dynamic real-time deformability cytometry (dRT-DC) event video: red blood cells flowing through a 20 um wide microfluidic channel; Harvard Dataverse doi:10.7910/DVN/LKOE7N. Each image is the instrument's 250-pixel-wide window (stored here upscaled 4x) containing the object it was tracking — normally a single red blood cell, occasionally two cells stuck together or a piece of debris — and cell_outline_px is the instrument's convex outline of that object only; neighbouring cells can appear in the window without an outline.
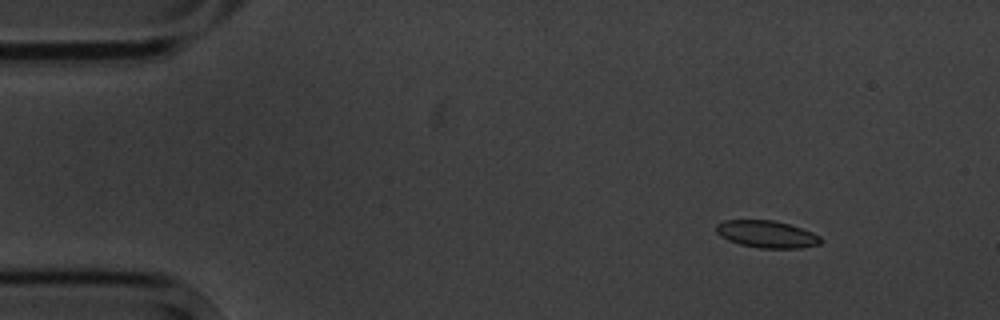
{"species": "common noctule bat (a hibernating species)", "species_latin": "Nyctalus noctula", "temperature_condition": "cold", "stored_images_in_passage": 5, "segment_of_instrument_passage": [1, 2], "camera_frame_rate_fps": 3000, "um_per_image_px": 0.085, "animal": {"sex": "male", "body_mass_g": 20.1, "forearm_length_mm": 53.5}, "frame": {"image": 1, "passage_image": 1, "time_ms": 0.0, "image_size_px": [1000, 320], "cell_outline_px": [[824, 240], [820, 244], [800, 248], [760, 248], [740, 244], [728, 240], [720, 236], [716, 232], [716, 224], [724, 220], [776, 220], [812, 232], [820, 236]], "centroid_in_image_um": [65.18, 19.9], "position_along_channel_um": 19.8, "area_um2": 16.59}}
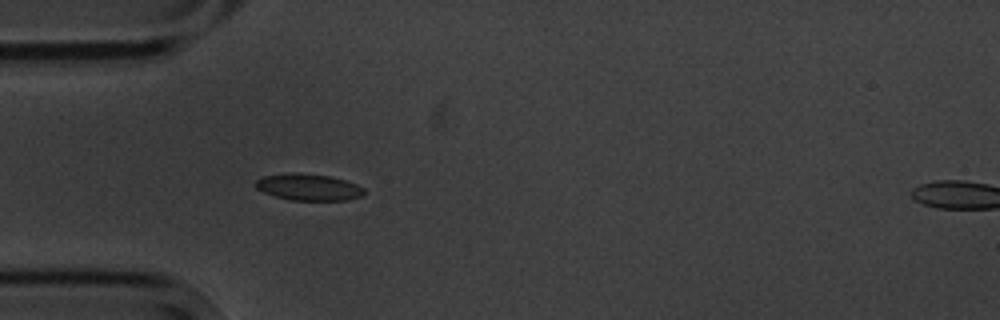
{"frame": {"image": 2, "passage_image": 4, "time_ms": 3.333, "image_size_px": [1000, 320], "cell_outline_px": [[364, 196], [348, 200], [292, 200], [276, 196], [264, 192], [256, 188], [256, 180], [264, 176], [292, 172], [328, 176], [344, 180], [356, 184], [364, 188]], "centroid_in_image_um": [26.25, 15.91], "position_along_channel_um": 58.7, "area_um2": 16.65}}